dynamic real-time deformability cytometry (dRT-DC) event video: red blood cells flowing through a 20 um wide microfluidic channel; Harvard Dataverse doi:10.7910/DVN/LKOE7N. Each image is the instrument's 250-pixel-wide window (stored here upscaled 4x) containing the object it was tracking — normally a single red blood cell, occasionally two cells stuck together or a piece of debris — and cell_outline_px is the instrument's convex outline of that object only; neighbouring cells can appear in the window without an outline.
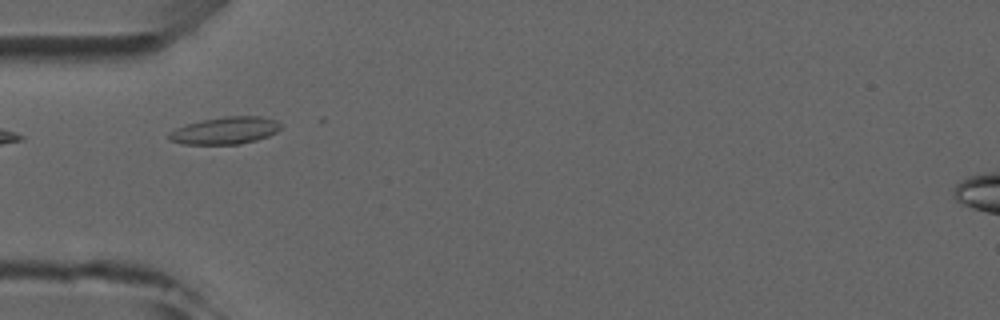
{"species": "common noctule bat (a hibernating species)", "species_latin": "Nyctalus noctula", "temperature_condition": "room temperature", "stored_images_in_passage": 4, "camera_frame_rate_fps": 3000, "um_per_image_px": 0.085, "animal": {"sex": "male", "forearm_length_mm": 52.5}, "frame": {"image": 1, "passage_image": 2, "time_ms": 1.0, "image_size_px": [1000, 320], "cell_outline_px": [[280, 128], [276, 132], [268, 136], [256, 140], [240, 144], [180, 144], [168, 140], [168, 132], [184, 124], [224, 116], [260, 116], [276, 120], [280, 124]], "centroid_in_image_um": [19.09, 11.1], "position_along_channel_um": 65.9, "area_um2": 17.8}}
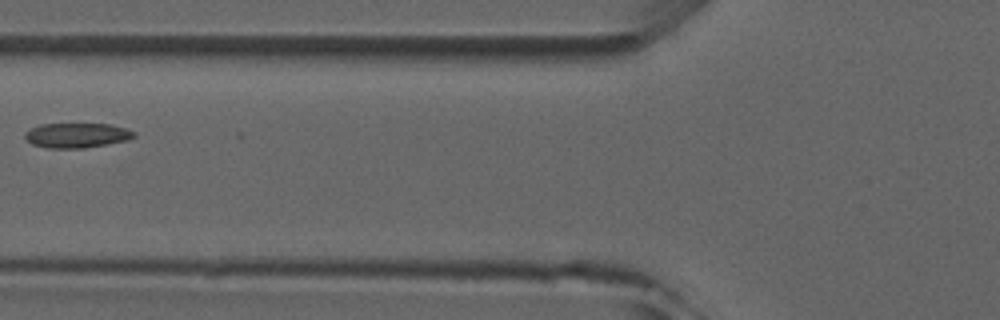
{"frame": {"image": 2, "passage_image": 3, "time_ms": 2.333, "image_size_px": [1000, 320], "cell_outline_px": [[136, 136], [128, 140], [84, 148], [48, 148], [32, 144], [24, 136], [24, 132], [28, 128], [40, 124], [112, 124], [136, 132]], "centroid_in_image_um": [6.51, 11.5], "position_along_channel_um": 119.3, "area_um2": 15.84}}
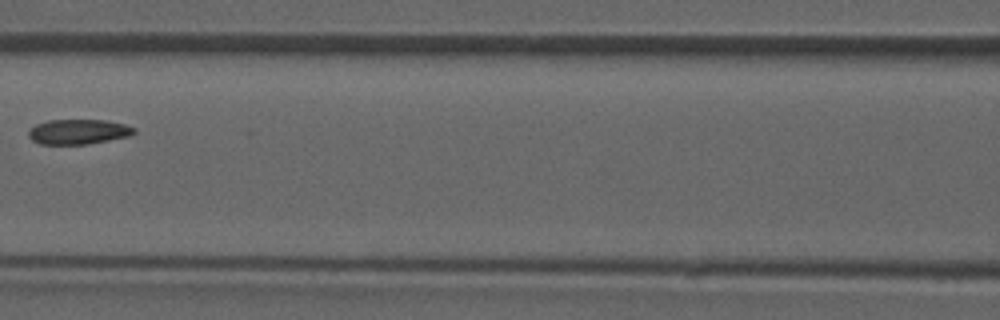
{"frame": {"image": 3, "passage_image": 4, "time_ms": 3.333, "image_size_px": [1000, 320], "cell_outline_px": [[136, 132], [132, 136], [88, 144], [40, 144], [32, 140], [28, 136], [28, 132], [36, 124], [48, 120], [104, 120], [124, 124], [136, 128]], "centroid_in_image_um": [6.69, 11.2], "position_along_channel_um": 159.9, "area_um2": 15.43}}